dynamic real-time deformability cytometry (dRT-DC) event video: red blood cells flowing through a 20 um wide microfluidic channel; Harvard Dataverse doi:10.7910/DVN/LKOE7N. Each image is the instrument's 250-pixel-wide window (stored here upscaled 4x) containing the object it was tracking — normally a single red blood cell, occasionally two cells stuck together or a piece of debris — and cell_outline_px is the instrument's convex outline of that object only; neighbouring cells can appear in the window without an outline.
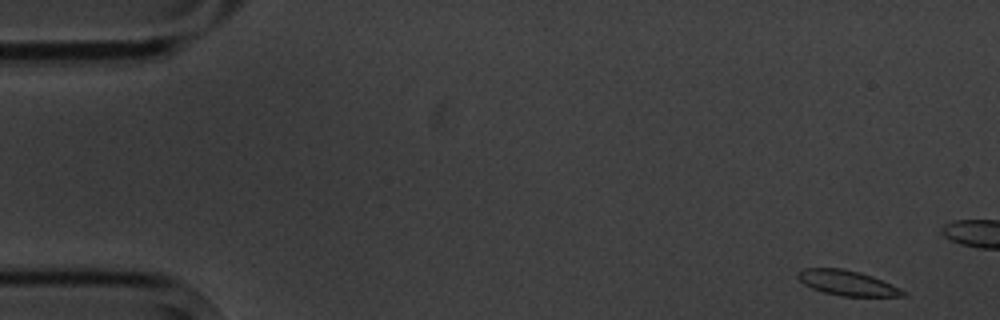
{"species": "common noctule bat (a hibernating species)", "species_latin": "Nyctalus noctula", "temperature_condition": "cold", "stored_images_in_passage": 4, "camera_frame_rate_fps": 3000, "um_per_image_px": 0.085, "animal": {"sex": "male", "body_mass_g": 20.1, "forearm_length_mm": 53.5}, "frame": {"image": 1, "passage_image": 1, "time_ms": 0.0, "image_size_px": [1000, 320], "cell_outline_px": [[908, 296], [840, 296], [824, 292], [812, 288], [804, 284], [796, 276], [796, 272], [804, 268], [840, 268], [860, 272], [872, 276], [892, 284], [908, 292]], "centroid_in_image_um": [72.03, 24.05], "position_along_channel_um": 13.0, "area_um2": 15.43}}